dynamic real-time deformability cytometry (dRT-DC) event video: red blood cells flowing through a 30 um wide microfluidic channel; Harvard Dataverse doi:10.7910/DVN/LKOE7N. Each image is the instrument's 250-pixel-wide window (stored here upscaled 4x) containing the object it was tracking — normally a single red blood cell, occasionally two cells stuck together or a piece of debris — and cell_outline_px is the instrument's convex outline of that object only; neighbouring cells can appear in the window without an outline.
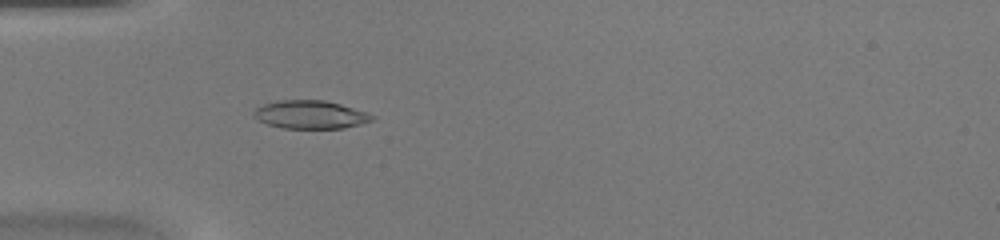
{"species": "common noctule bat (a hibernating species)", "species_latin": "Nyctalus noctula", "temperature_condition": "warm", "stored_images_in_passage": 45, "camera_frame_rate_fps": 3000, "um_per_image_px": 0.085, "animal": {"sex": "female", "body_mass_g": 20.0, "forearm_length_mm": 54.0}, "frame": {"image": 1, "passage_image": 14, "time_ms": 4.333, "image_size_px": [1000, 240], "cell_outline_px": [[376, 116], [372, 120], [360, 124], [344, 128], [280, 128], [268, 124], [252, 116], [252, 112], [256, 108], [264, 104], [276, 100], [324, 100], [340, 104]], "centroid_in_image_um": [26.34, 9.74], "position_along_channel_um": 58.7, "area_um2": 19.31}}
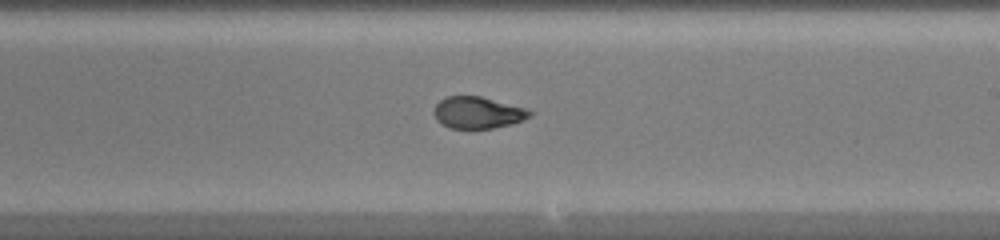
{"frame": {"image": 2, "passage_image": 27, "time_ms": 8.667, "image_size_px": [1000, 240], "cell_outline_px": [[532, 116], [512, 124], [492, 128], [452, 128], [436, 120], [432, 112], [436, 104], [440, 100], [448, 96], [480, 96], [528, 108], [532, 112]], "centroid_in_image_um": [40.62, 9.56], "position_along_channel_um": 248.4, "area_um2": 17.74}}
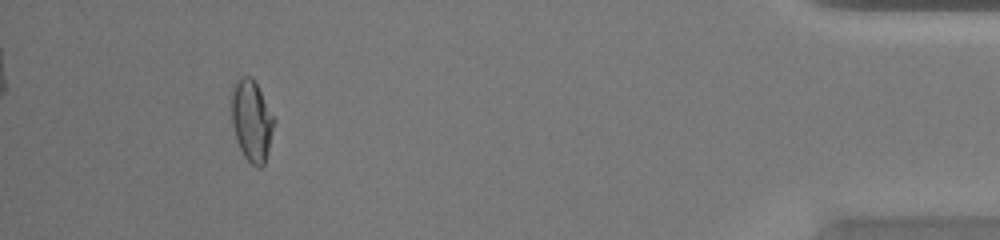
{"frame": {"image": 3, "passage_image": 42, "time_ms": 13.667, "image_size_px": [1000, 240], "cell_outline_px": [[276, 120], [268, 152], [264, 164], [260, 168], [252, 164], [244, 156], [236, 140], [232, 124], [232, 92], [236, 80], [244, 76], [248, 76], [256, 84]], "centroid_in_image_um": [21.4, 10.29], "position_along_channel_um": 413.8, "area_um2": 19.88}}